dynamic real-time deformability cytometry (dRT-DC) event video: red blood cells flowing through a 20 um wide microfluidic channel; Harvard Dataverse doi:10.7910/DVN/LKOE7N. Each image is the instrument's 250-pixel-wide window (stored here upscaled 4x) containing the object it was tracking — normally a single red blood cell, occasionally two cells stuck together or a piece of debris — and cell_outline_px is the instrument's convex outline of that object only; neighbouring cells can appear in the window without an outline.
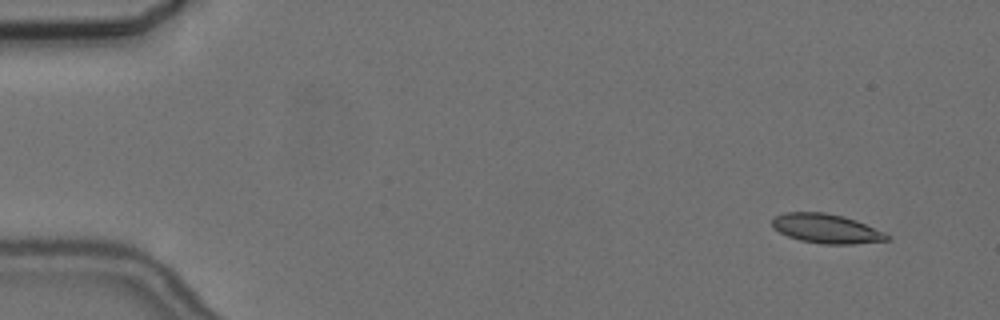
{"species": "common noctule bat (a hibernating species)", "species_latin": "Nyctalus noctula", "temperature_condition": "cold", "stored_images_in_passage": 6, "camera_frame_rate_fps": 3000, "um_per_image_px": 0.085, "animal": {"sex": "female", "body_mass_g": 24.6, "forearm_length_mm": 56.2}, "frame": {"image": 1, "passage_image": 1, "time_ms": 0.0, "image_size_px": [1000, 320], "cell_outline_px": [[892, 236], [888, 240], [852, 244], [824, 244], [800, 240], [788, 236], [772, 228], [772, 220], [776, 216], [784, 212], [824, 212], [844, 216], [856, 220], [884, 232]], "centroid_in_image_um": [70.24, 19.42], "position_along_channel_um": 14.8, "area_um2": 19.59}}